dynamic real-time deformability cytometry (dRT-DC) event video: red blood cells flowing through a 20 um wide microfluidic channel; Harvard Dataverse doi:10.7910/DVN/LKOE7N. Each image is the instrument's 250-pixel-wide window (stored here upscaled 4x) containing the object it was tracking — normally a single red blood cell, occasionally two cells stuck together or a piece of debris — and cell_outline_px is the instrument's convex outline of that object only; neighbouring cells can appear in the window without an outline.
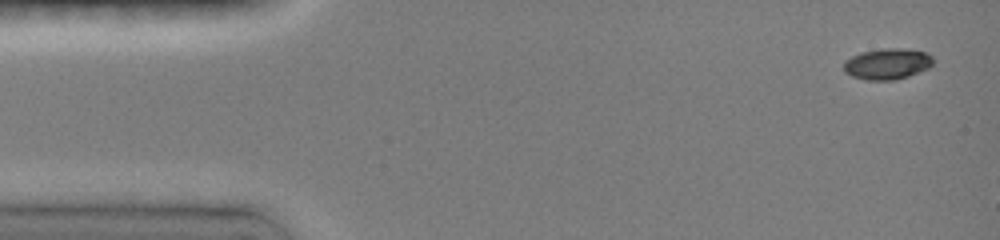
{"species": "common noctule bat (a hibernating species)", "species_latin": "Nyctalus noctula", "temperature_condition": "room temperature", "stored_images_in_passage": 8, "camera_frame_rate_fps": 3000, "um_per_image_px": 0.085, "animal": {"sex": "female", "body_mass_g": 19.0, "forearm_length_mm": 51.5}, "frame": {"image": 1, "passage_image": 1, "time_ms": 0.0, "image_size_px": [1000, 240], "cell_outline_px": [[932, 64], [928, 68], [908, 76], [896, 80], [864, 80], [852, 76], [844, 72], [844, 60], [860, 52], [880, 48], [904, 48], [924, 52], [932, 56]], "centroid_in_image_um": [75.38, 5.42], "position_along_channel_um": 9.6, "area_um2": 16.24}}
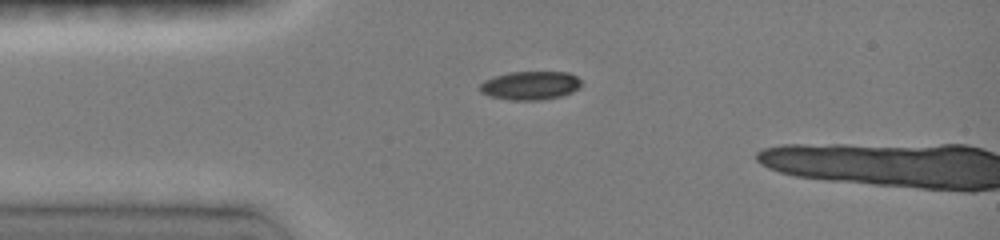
{"frame": {"image": 2, "passage_image": 6, "time_ms": 3.0, "image_size_px": [1000, 240], "cell_outline_px": [[580, 88], [572, 92], [560, 96], [540, 100], [512, 100], [492, 96], [480, 92], [480, 84], [484, 80], [508, 72], [568, 72], [576, 76], [580, 80]], "centroid_in_image_um": [45.08, 7.26], "position_along_channel_um": 39.9, "area_um2": 16.76}}